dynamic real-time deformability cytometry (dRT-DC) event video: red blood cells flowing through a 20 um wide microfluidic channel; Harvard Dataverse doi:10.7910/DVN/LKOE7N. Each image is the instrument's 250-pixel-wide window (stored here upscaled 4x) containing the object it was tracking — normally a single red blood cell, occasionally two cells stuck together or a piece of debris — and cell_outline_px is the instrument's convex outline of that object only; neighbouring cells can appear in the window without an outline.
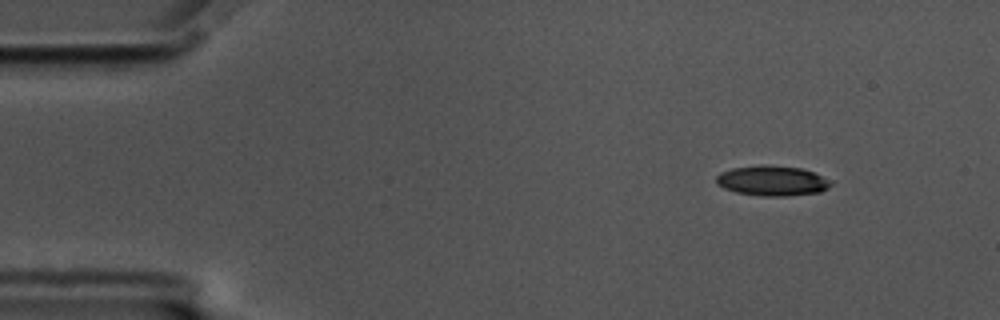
{"species": "common noctule bat (a hibernating species)", "species_latin": "Nyctalus noctula", "temperature_condition": "cold", "stored_images_in_passage": 52, "camera_frame_rate_fps": 3000, "um_per_image_px": 0.085, "animal": {"sex": "male", "body_mass_g": 17.5, "forearm_length_mm": 52.3}, "frame": {"image": 1, "passage_image": 1, "time_ms": 0.0, "image_size_px": [1000, 320], "cell_outline_px": [[832, 184], [828, 188], [820, 192], [788, 196], [760, 196], [736, 192], [724, 188], [716, 184], [716, 176], [720, 172], [732, 168], [760, 164], [768, 164], [800, 168], [812, 172], [828, 180]], "centroid_in_image_um": [65.59, 15.36], "position_along_channel_um": 19.4, "area_um2": 20.17}}
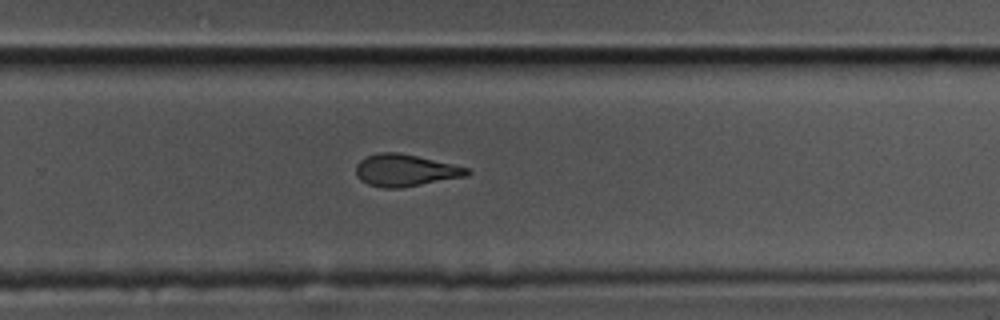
{"frame": {"image": 2, "passage_image": 32, "time_ms": 10.333, "image_size_px": [1000, 320], "cell_outline_px": [[472, 172], [464, 176], [400, 188], [384, 188], [368, 184], [360, 180], [356, 176], [356, 164], [360, 160], [376, 152], [400, 152], [452, 164], [468, 168]], "centroid_in_image_um": [34.4, 14.47], "position_along_channel_um": 295.4, "area_um2": 20.58}}
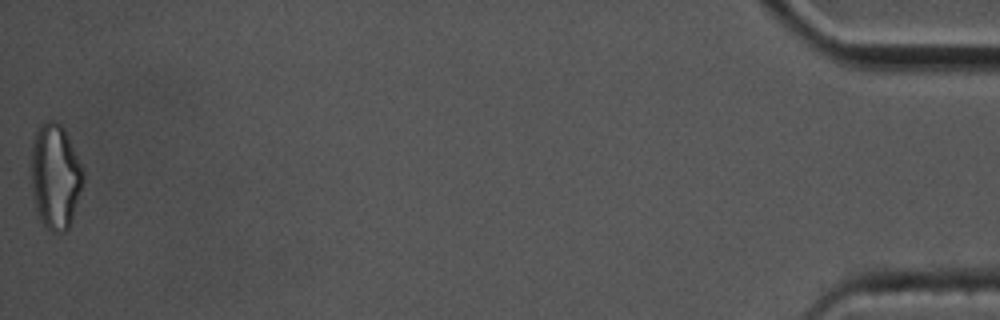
{"frame": {"image": 3, "passage_image": 52, "time_ms": 17.0, "image_size_px": [1000, 320], "cell_outline_px": [[84, 180], [68, 228], [64, 232], [52, 232], [40, 220], [36, 208], [32, 188], [32, 140], [36, 128], [40, 124], [48, 120], [56, 120], [64, 128], [84, 172]], "centroid_in_image_um": [4.69, 14.95], "position_along_channel_um": 430.5, "area_um2": 31.5}, "authors_computed_cell_mechanics": {"area_um2": 21.5016, "velocity_mm_per_s": 3.4987, "shape_relaxation_time_tau1_ms": 7.7435, "shape_relaxation_time_tau2_ms": 2.9983, "deformation_change_tau1": 0.1906, "deformation_change_tau2": 0.117}}